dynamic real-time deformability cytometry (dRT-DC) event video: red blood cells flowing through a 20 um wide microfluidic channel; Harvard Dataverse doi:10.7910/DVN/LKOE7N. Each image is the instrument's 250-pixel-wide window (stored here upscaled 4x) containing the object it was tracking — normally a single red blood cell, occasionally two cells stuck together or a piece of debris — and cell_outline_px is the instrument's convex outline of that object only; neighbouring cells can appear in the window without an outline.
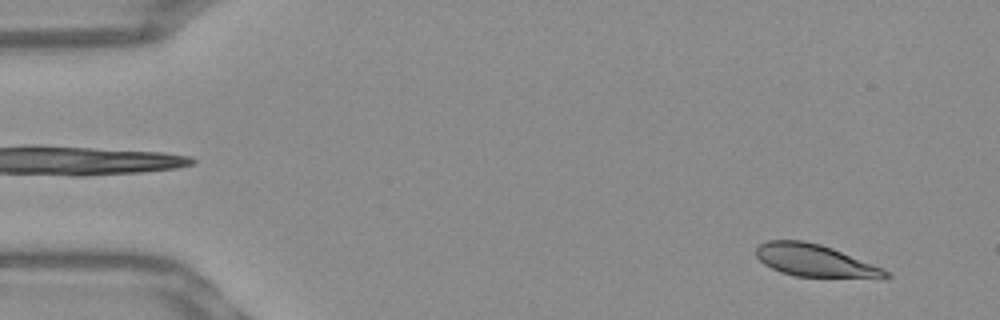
{"species": "Egyptian fruit bat (a non-hibernating species)", "species_latin": "Rousettus aegyptiacus", "temperature_condition": "warm", "stored_images_in_passage": 52, "segment_of_instrument_passage": [1, 2], "camera_frame_rate_fps": 3000, "um_per_image_px": 0.085, "frame": {"image": 1, "passage_image": 3, "time_ms": 0.667, "image_size_px": [1000, 320], "cell_outline_px": [[892, 276], [884, 280], [796, 276], [780, 272], [764, 264], [756, 256], [756, 248], [760, 244], [768, 240], [804, 240], [820, 244], [832, 248], [884, 268]], "centroid_in_image_um": [69.37, 22.19], "position_along_channel_um": 15.6, "area_um2": 25.03}}
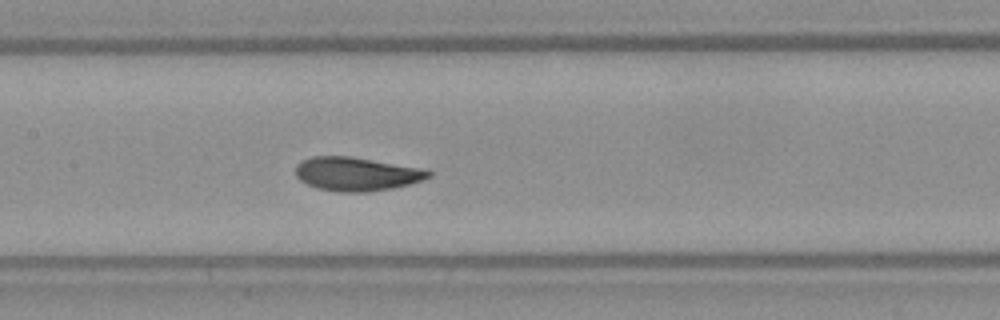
{"frame": {"image": 2, "passage_image": 24, "time_ms": 7.667, "image_size_px": [1000, 320], "cell_outline_px": [[432, 176], [408, 184], [392, 188], [368, 192], [340, 192], [316, 188], [300, 180], [296, 176], [296, 164], [312, 156], [348, 156], [428, 168], [432, 172]], "centroid_in_image_um": [30.34, 14.78], "position_along_channel_um": 177.1, "area_um2": 26.24}}
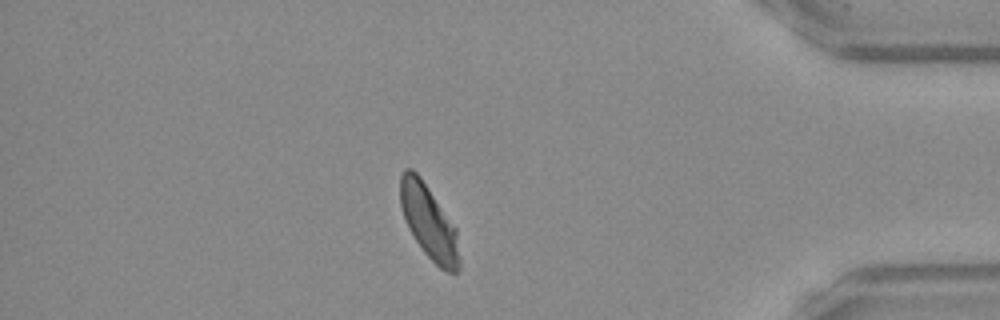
{"frame": {"image": 3, "passage_image": 44, "time_ms": 14.333, "image_size_px": [1000, 320], "cell_outline_px": [[460, 268], [456, 272], [448, 272], [440, 268], [424, 252], [408, 228], [400, 204], [400, 176], [404, 168], [412, 168], [420, 176], [456, 228], [460, 256]], "centroid_in_image_um": [36.46, 18.87], "position_along_channel_um": 398.7, "area_um2": 25.26}}